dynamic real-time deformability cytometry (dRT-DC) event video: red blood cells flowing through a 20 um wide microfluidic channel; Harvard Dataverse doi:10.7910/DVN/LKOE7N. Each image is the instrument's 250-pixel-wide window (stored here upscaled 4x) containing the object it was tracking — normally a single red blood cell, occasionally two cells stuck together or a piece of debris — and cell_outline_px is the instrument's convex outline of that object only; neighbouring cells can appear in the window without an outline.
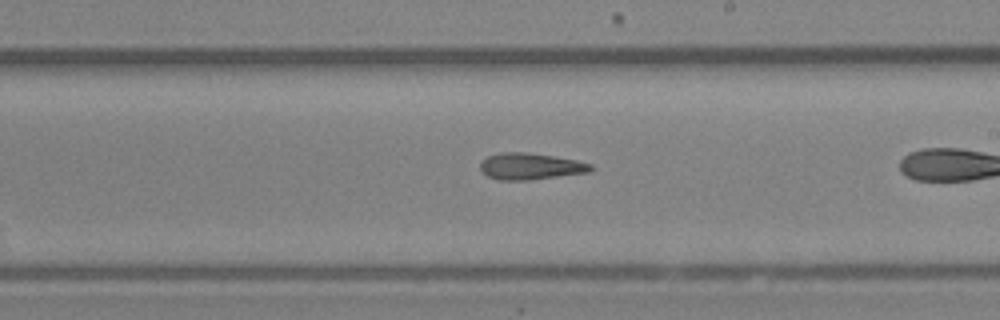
{"species": "Egyptian fruit bat (a non-hibernating species)", "species_latin": "Rousettus aegyptiacus", "temperature_condition": "room temperature", "stored_images_in_passage": 23, "camera_frame_rate_fps": 3000, "um_per_image_px": 0.085, "animal": {"sex": "female"}, "frame": {"image": 1, "passage_image": 14, "time_ms": 4.333, "image_size_px": [1000, 320], "cell_outline_px": [[592, 168], [588, 172], [532, 180], [500, 180], [488, 176], [480, 172], [480, 160], [488, 156], [500, 152], [524, 152], [552, 156], [576, 160], [592, 164]], "centroid_in_image_um": [45.03, 14.14], "position_along_channel_um": 244.0, "area_um2": 17.11}}